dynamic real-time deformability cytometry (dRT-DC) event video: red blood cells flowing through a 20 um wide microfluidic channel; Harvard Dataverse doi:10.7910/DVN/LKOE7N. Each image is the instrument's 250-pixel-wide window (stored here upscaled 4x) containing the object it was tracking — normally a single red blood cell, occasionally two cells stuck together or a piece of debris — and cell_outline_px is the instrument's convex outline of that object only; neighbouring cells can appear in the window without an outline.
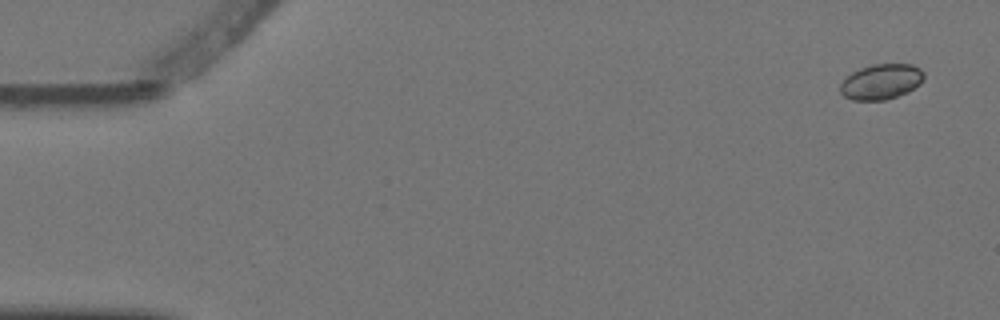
{"species": "Egyptian fruit bat (a non-hibernating species)", "species_latin": "Rousettus aegyptiacus", "temperature_condition": "warm", "stored_images_in_passage": 4, "camera_frame_rate_fps": 3000, "um_per_image_px": 0.085, "animal": {"sex": "female"}, "frame": {"image": 1, "passage_image": 1, "time_ms": 0.0, "image_size_px": [1000, 320], "cell_outline_px": [[924, 80], [920, 84], [908, 92], [884, 100], [852, 100], [844, 96], [840, 92], [840, 84], [852, 72], [860, 68], [872, 64], [912, 64], [920, 68], [924, 72]], "centroid_in_image_um": [74.92, 6.94], "position_along_channel_um": 10.1, "area_um2": 17.28}}